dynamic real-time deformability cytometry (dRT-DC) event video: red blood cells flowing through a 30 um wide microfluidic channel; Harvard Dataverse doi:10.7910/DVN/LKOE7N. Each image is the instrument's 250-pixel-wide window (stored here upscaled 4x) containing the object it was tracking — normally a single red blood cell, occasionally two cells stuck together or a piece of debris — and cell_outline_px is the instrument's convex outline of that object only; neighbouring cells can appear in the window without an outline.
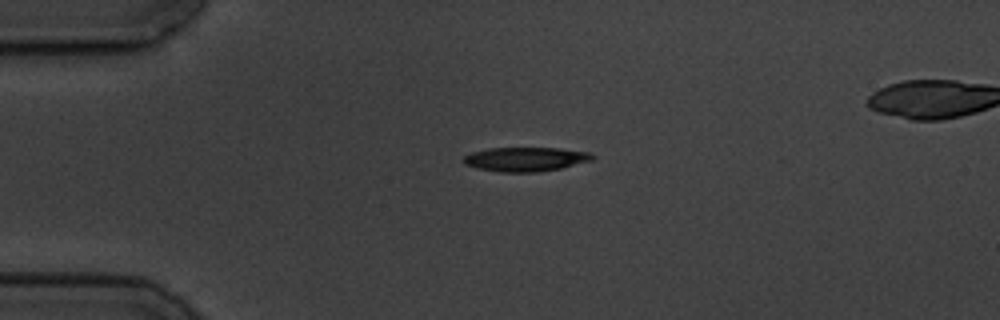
{"species": "common noctule bat (a hibernating species)", "species_latin": "Nyctalus noctula", "temperature_condition": "cold", "stored_images_in_passage": 3, "camera_frame_rate_fps": 3000, "um_per_image_px": 0.085, "animal": {"sex": "male", "body_mass_g": 19.5, "forearm_length_mm": 54.6}, "frame": {"image": 1, "passage_image": 1, "time_ms": 0.0, "image_size_px": [1000, 320], "cell_outline_px": [[596, 156], [592, 160], [560, 168], [536, 172], [500, 172], [480, 168], [464, 164], [464, 156], [472, 152], [488, 148], [560, 148], [588, 152]], "centroid_in_image_um": [44.68, 13.52], "position_along_channel_um": 40.3, "area_um2": 17.98}}